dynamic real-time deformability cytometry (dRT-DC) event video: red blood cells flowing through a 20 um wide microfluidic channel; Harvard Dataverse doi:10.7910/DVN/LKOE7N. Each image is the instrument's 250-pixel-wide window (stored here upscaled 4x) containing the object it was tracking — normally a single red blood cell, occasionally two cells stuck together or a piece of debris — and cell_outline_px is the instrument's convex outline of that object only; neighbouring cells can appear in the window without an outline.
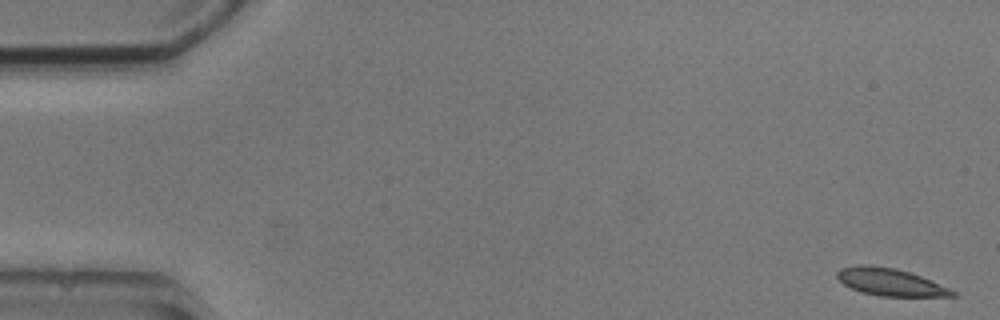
{"species": "common noctule bat (a hibernating species)", "species_latin": "Nyctalus noctula", "temperature_condition": "cold", "stored_images_in_passage": 5, "camera_frame_rate_fps": 3000, "um_per_image_px": 0.085, "animal": {"sex": "male", "body_mass_g": 20.5, "forearm_length_mm": 52.5}, "frame": {"image": 1, "passage_image": 1, "time_ms": 0.0, "image_size_px": [1000, 320], "cell_outline_px": [[956, 296], [880, 296], [860, 292], [844, 284], [836, 276], [836, 272], [840, 268], [860, 264], [868, 264], [896, 268], [920, 276], [948, 288], [956, 292]], "centroid_in_image_um": [75.61, 23.96], "position_along_channel_um": 9.4, "area_um2": 18.21}}
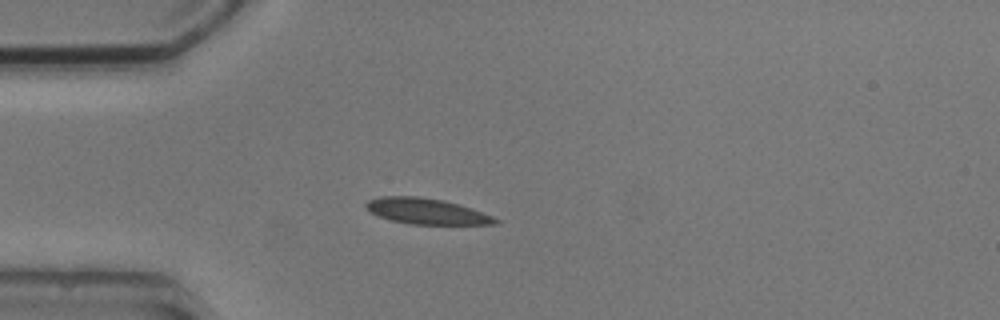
{"frame": {"image": 2, "passage_image": 4, "time_ms": 4.333, "image_size_px": [1000, 320], "cell_outline_px": [[500, 220], [496, 224], [412, 224], [392, 220], [368, 212], [364, 208], [364, 204], [368, 200], [380, 196], [416, 196], [444, 200], [472, 208], [492, 216]], "centroid_in_image_um": [36.21, 17.94], "position_along_channel_um": 48.8, "area_um2": 19.42}}